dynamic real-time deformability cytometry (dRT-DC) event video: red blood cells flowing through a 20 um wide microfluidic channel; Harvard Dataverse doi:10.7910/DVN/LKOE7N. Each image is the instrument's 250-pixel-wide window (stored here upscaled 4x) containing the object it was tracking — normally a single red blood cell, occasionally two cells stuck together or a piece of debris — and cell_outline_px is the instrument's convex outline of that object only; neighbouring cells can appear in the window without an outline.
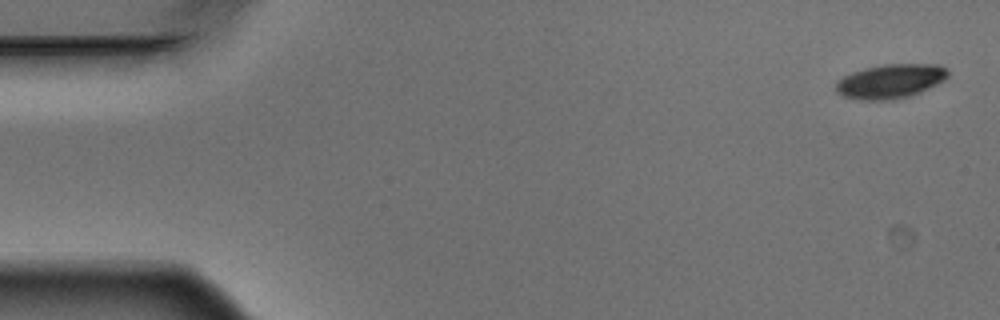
{"species": "Egyptian fruit bat (a non-hibernating species)", "species_latin": "Rousettus aegyptiacus", "temperature_condition": "warm", "stored_images_in_passage": 5, "camera_frame_rate_fps": 3000, "um_per_image_px": 0.085, "animal": {"sex": "male"}, "frame": {"image": 1, "passage_image": 1, "time_ms": 0.0, "image_size_px": [1000, 320], "cell_outline_px": [[948, 76], [944, 80], [920, 92], [908, 96], [892, 100], [860, 100], [844, 96], [836, 92], [836, 84], [844, 76], [852, 72], [884, 64], [940, 64], [948, 68]], "centroid_in_image_um": [75.72, 6.9], "position_along_channel_um": 9.3, "area_um2": 22.2}}
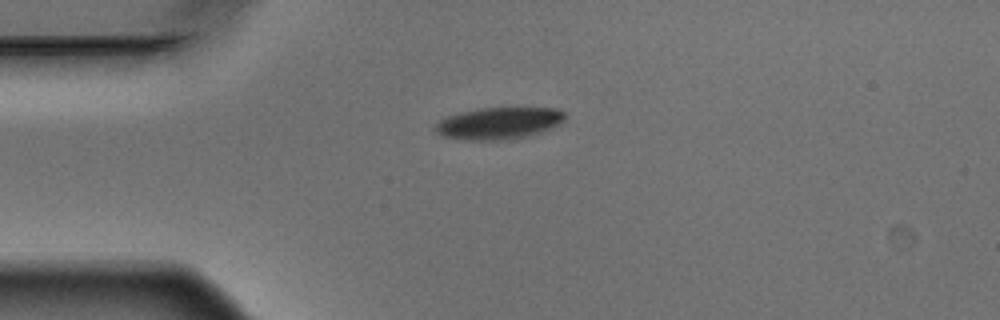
{"frame": {"image": 2, "passage_image": 4, "time_ms": 1.0, "image_size_px": [1000, 320], "cell_outline_px": [[568, 116], [564, 120], [540, 132], [524, 136], [500, 140], [468, 140], [440, 136], [436, 132], [436, 124], [440, 120], [448, 116], [460, 112], [480, 108], [556, 108], [564, 112]], "centroid_in_image_um": [42.37, 10.46], "position_along_channel_um": 42.6, "area_um2": 23.76}}